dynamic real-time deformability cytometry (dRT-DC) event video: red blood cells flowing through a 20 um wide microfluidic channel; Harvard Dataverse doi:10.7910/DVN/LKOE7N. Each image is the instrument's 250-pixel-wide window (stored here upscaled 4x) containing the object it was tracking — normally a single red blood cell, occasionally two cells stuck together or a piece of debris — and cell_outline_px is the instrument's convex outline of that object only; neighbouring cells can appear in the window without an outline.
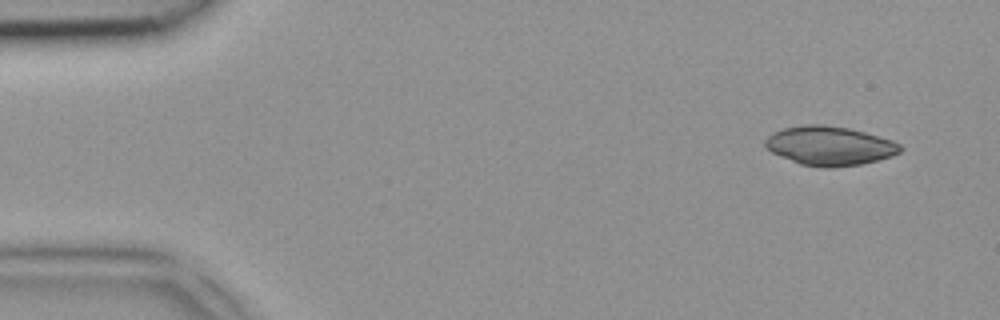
{"species": "common noctule bat (a hibernating species)", "species_latin": "Nyctalus noctula", "temperature_condition": "room temperature", "stored_images_in_passage": 5, "camera_frame_rate_fps": 3000, "um_per_image_px": 0.085, "animal": {"sex": "female", "body_mass_g": 18.4}, "frame": {"image": 1, "passage_image": 1, "time_ms": 0.0, "image_size_px": [1000, 320], "cell_outline_px": [[904, 148], [900, 152], [892, 156], [860, 164], [832, 168], [824, 168], [800, 164], [780, 156], [772, 152], [764, 144], [764, 140], [772, 132], [784, 128], [804, 124], [824, 124], [848, 128], [864, 132], [892, 140], [900, 144]], "centroid_in_image_um": [70.51, 12.39], "position_along_channel_um": 14.5, "area_um2": 30.81}}